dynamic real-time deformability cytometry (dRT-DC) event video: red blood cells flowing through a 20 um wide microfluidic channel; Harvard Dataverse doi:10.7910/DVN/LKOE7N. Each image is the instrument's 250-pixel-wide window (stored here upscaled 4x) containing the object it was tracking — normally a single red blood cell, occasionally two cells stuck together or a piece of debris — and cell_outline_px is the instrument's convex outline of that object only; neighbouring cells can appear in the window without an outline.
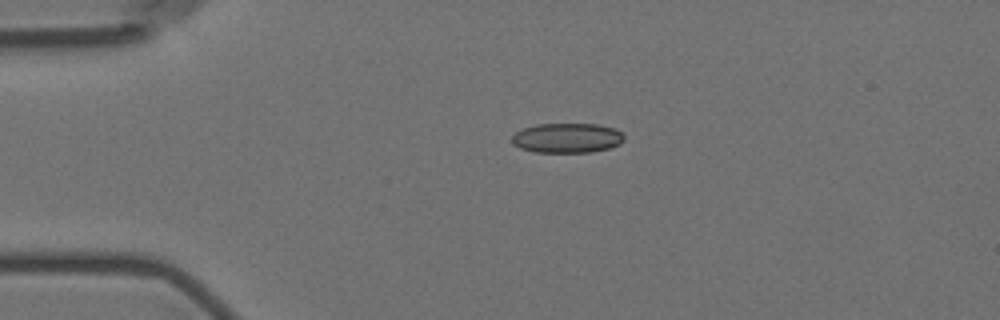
{"species": "Egyptian fruit bat (a non-hibernating species)", "species_latin": "Rousettus aegyptiacus", "temperature_condition": "room temperature", "stored_images_in_passage": 2, "camera_frame_rate_fps": 3000, "um_per_image_px": 0.085, "animal": {"sex": "female"}, "frame": {"image": 1, "passage_image": 1, "time_ms": 0.0, "image_size_px": [1000, 320], "cell_outline_px": [[624, 140], [620, 144], [608, 148], [592, 152], [536, 152], [520, 148], [512, 144], [512, 136], [516, 132], [524, 128], [536, 124], [596, 124], [616, 128], [624, 136]], "centroid_in_image_um": [48.21, 11.72], "position_along_channel_um": 36.8, "area_um2": 19.48}}